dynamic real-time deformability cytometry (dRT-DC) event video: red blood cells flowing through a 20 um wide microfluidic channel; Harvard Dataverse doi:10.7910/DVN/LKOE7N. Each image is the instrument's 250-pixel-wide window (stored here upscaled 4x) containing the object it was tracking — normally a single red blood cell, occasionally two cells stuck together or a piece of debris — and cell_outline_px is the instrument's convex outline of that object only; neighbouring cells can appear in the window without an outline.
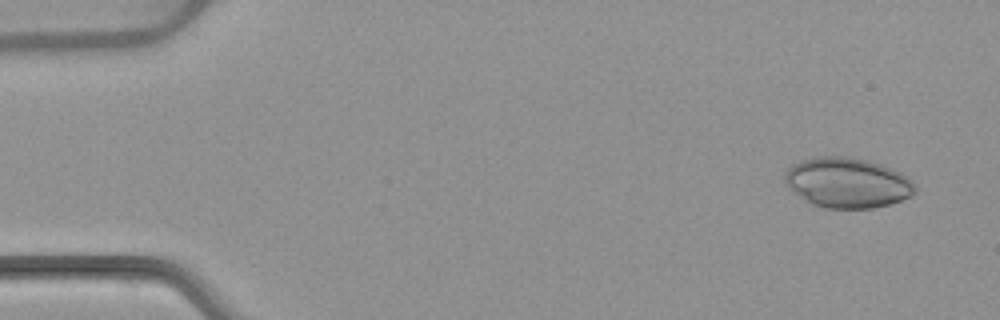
{"species": "common noctule bat (a hibernating species)", "species_latin": "Nyctalus noctula", "temperature_condition": "warm", "stored_images_in_passage": 4, "camera_frame_rate_fps": 3000, "um_per_image_px": 0.085, "animal": {"sex": "female", "body_mass_g": 22.7, "forearm_length_mm": 54.2}, "frame": {"image": 1, "passage_image": 1, "time_ms": 0.0, "image_size_px": [1000, 320], "cell_outline_px": [[916, 192], [900, 200], [888, 204], [872, 208], [824, 208], [812, 204], [804, 200], [788, 188], [784, 180], [784, 172], [792, 164], [816, 156], [848, 156], [868, 160], [892, 168], [908, 176], [916, 184]], "centroid_in_image_um": [72.01, 15.52], "position_along_channel_um": 13.0, "area_um2": 38.32}}